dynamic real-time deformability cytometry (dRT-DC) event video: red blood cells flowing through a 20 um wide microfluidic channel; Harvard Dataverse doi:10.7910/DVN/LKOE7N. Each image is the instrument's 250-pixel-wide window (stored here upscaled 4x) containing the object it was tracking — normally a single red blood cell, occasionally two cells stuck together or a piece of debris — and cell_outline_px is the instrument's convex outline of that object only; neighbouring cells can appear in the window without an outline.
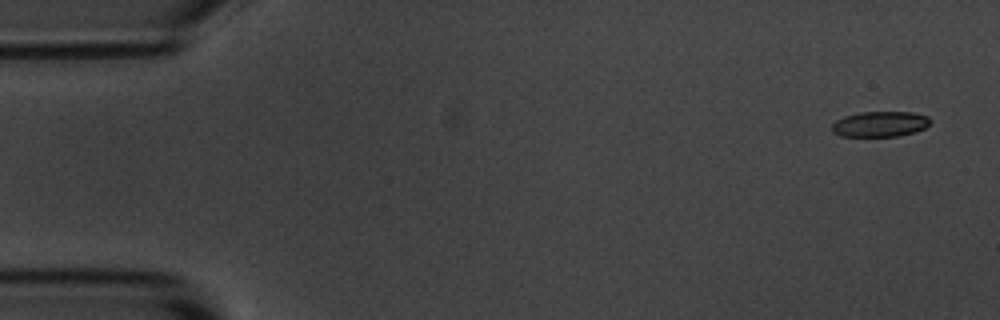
{"species": "common noctule bat (a hibernating species)", "species_latin": "Nyctalus noctula", "temperature_condition": "room temperature", "stored_images_in_passage": 5, "camera_frame_rate_fps": 3000, "um_per_image_px": 0.085, "animal": {"sex": "male", "body_mass_g": 20.1, "forearm_length_mm": 53.5}, "frame": {"image": 1, "passage_image": 1, "time_ms": 0.0, "image_size_px": [1000, 320], "cell_outline_px": [[932, 120], [924, 128], [916, 132], [900, 136], [840, 136], [832, 132], [832, 124], [836, 120], [844, 116], [860, 112], [912, 112], [928, 116]], "centroid_in_image_um": [74.81, 10.54], "position_along_channel_um": 10.2, "area_um2": 14.68}}
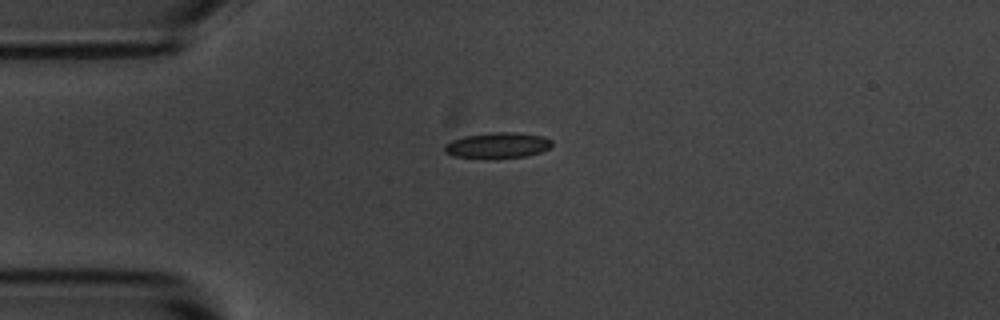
{"frame": {"image": 2, "passage_image": 4, "time_ms": 3.667, "image_size_px": [1000, 320], "cell_outline_px": [[552, 144], [548, 148], [540, 152], [528, 156], [456, 156], [444, 152], [444, 144], [452, 140], [464, 136], [492, 132], [516, 132], [544, 136], [552, 140]], "centroid_in_image_um": [42.32, 12.3], "position_along_channel_um": 42.7, "area_um2": 15.49}}